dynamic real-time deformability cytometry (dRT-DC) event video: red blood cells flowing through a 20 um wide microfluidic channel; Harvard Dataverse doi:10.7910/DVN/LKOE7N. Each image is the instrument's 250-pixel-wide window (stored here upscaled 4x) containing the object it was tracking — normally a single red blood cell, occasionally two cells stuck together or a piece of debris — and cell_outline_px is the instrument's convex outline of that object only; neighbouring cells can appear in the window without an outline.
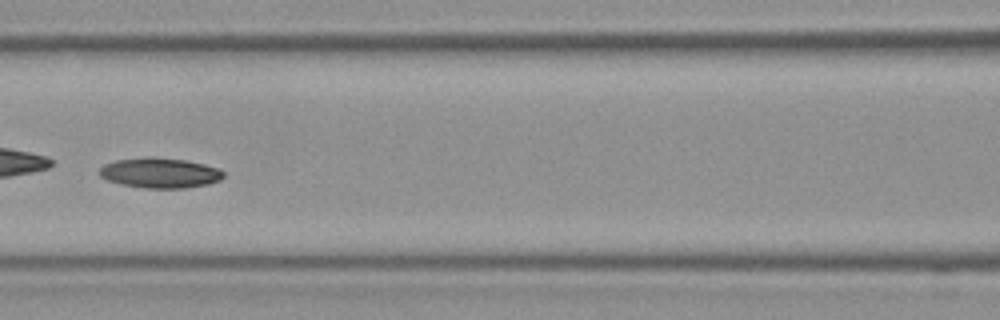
{"species": "Egyptian fruit bat (a non-hibernating species)", "species_latin": "Rousettus aegyptiacus", "temperature_condition": "room temperature", "stored_images_in_passage": 38, "camera_frame_rate_fps": 3000, "um_per_image_px": 0.085, "frame": {"image": 1, "passage_image": 17, "time_ms": 5.333, "image_size_px": [1000, 320], "cell_outline_px": [[224, 176], [220, 180], [208, 184], [184, 188], [144, 188], [124, 184], [108, 180], [100, 176], [100, 168], [104, 164], [116, 160], [144, 156], [156, 156], [188, 160], [220, 168], [224, 172]], "centroid_in_image_um": [13.63, 14.67], "position_along_channel_um": 153.0, "area_um2": 22.02}}
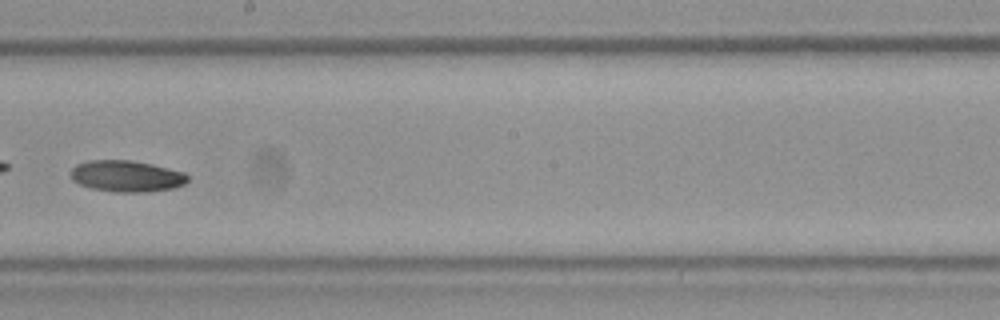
{"frame": {"image": 2, "passage_image": 22, "time_ms": 7.0, "image_size_px": [1000, 320], "cell_outline_px": [[188, 180], [184, 184], [172, 188], [144, 192], [116, 192], [92, 188], [80, 184], [72, 180], [72, 168], [76, 164], [88, 160], [132, 160], [152, 164], [184, 172], [188, 176]], "centroid_in_image_um": [10.76, 14.96], "position_along_channel_um": 237.4, "area_um2": 21.27}}